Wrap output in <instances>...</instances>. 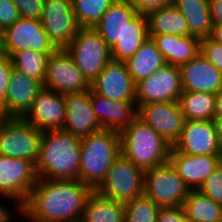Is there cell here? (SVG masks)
I'll return each mask as SVG.
<instances>
[{
	"label": "cell",
	"instance_id": "cell-1",
	"mask_svg": "<svg viewBox=\"0 0 222 222\" xmlns=\"http://www.w3.org/2000/svg\"><path fill=\"white\" fill-rule=\"evenodd\" d=\"M94 190L78 179L38 178L22 205L23 222H74L81 220Z\"/></svg>",
	"mask_w": 222,
	"mask_h": 222
},
{
	"label": "cell",
	"instance_id": "cell-2",
	"mask_svg": "<svg viewBox=\"0 0 222 222\" xmlns=\"http://www.w3.org/2000/svg\"><path fill=\"white\" fill-rule=\"evenodd\" d=\"M81 139L63 130L43 131L39 157L35 164L38 178L78 179Z\"/></svg>",
	"mask_w": 222,
	"mask_h": 222
},
{
	"label": "cell",
	"instance_id": "cell-3",
	"mask_svg": "<svg viewBox=\"0 0 222 222\" xmlns=\"http://www.w3.org/2000/svg\"><path fill=\"white\" fill-rule=\"evenodd\" d=\"M78 180L96 191L107 177L114 160L121 154L120 133L101 129L81 138Z\"/></svg>",
	"mask_w": 222,
	"mask_h": 222
},
{
	"label": "cell",
	"instance_id": "cell-4",
	"mask_svg": "<svg viewBox=\"0 0 222 222\" xmlns=\"http://www.w3.org/2000/svg\"><path fill=\"white\" fill-rule=\"evenodd\" d=\"M121 154L143 171L169 161L171 146L137 117L120 132Z\"/></svg>",
	"mask_w": 222,
	"mask_h": 222
},
{
	"label": "cell",
	"instance_id": "cell-5",
	"mask_svg": "<svg viewBox=\"0 0 222 222\" xmlns=\"http://www.w3.org/2000/svg\"><path fill=\"white\" fill-rule=\"evenodd\" d=\"M65 49L90 84L112 60L111 48L94 28L80 27Z\"/></svg>",
	"mask_w": 222,
	"mask_h": 222
},
{
	"label": "cell",
	"instance_id": "cell-6",
	"mask_svg": "<svg viewBox=\"0 0 222 222\" xmlns=\"http://www.w3.org/2000/svg\"><path fill=\"white\" fill-rule=\"evenodd\" d=\"M96 191L105 198L125 204L144 195V171L120 154Z\"/></svg>",
	"mask_w": 222,
	"mask_h": 222
},
{
	"label": "cell",
	"instance_id": "cell-7",
	"mask_svg": "<svg viewBox=\"0 0 222 222\" xmlns=\"http://www.w3.org/2000/svg\"><path fill=\"white\" fill-rule=\"evenodd\" d=\"M189 191L170 161L144 171V195L160 208L182 206Z\"/></svg>",
	"mask_w": 222,
	"mask_h": 222
},
{
	"label": "cell",
	"instance_id": "cell-8",
	"mask_svg": "<svg viewBox=\"0 0 222 222\" xmlns=\"http://www.w3.org/2000/svg\"><path fill=\"white\" fill-rule=\"evenodd\" d=\"M43 131L23 118L8 117L0 128V154L36 164Z\"/></svg>",
	"mask_w": 222,
	"mask_h": 222
},
{
	"label": "cell",
	"instance_id": "cell-9",
	"mask_svg": "<svg viewBox=\"0 0 222 222\" xmlns=\"http://www.w3.org/2000/svg\"><path fill=\"white\" fill-rule=\"evenodd\" d=\"M43 87L59 94L81 93L91 89V84L75 65L65 48L48 56Z\"/></svg>",
	"mask_w": 222,
	"mask_h": 222
},
{
	"label": "cell",
	"instance_id": "cell-10",
	"mask_svg": "<svg viewBox=\"0 0 222 222\" xmlns=\"http://www.w3.org/2000/svg\"><path fill=\"white\" fill-rule=\"evenodd\" d=\"M173 147L188 155H222V126L215 120L184 121L181 137Z\"/></svg>",
	"mask_w": 222,
	"mask_h": 222
},
{
	"label": "cell",
	"instance_id": "cell-11",
	"mask_svg": "<svg viewBox=\"0 0 222 222\" xmlns=\"http://www.w3.org/2000/svg\"><path fill=\"white\" fill-rule=\"evenodd\" d=\"M182 91L180 67L165 64L136 83V104L178 101Z\"/></svg>",
	"mask_w": 222,
	"mask_h": 222
},
{
	"label": "cell",
	"instance_id": "cell-12",
	"mask_svg": "<svg viewBox=\"0 0 222 222\" xmlns=\"http://www.w3.org/2000/svg\"><path fill=\"white\" fill-rule=\"evenodd\" d=\"M37 180L33 162L0 154V195L11 197L23 205Z\"/></svg>",
	"mask_w": 222,
	"mask_h": 222
},
{
	"label": "cell",
	"instance_id": "cell-13",
	"mask_svg": "<svg viewBox=\"0 0 222 222\" xmlns=\"http://www.w3.org/2000/svg\"><path fill=\"white\" fill-rule=\"evenodd\" d=\"M3 32L6 55L10 58L26 49L40 52H55L58 49L37 19L19 18Z\"/></svg>",
	"mask_w": 222,
	"mask_h": 222
},
{
	"label": "cell",
	"instance_id": "cell-14",
	"mask_svg": "<svg viewBox=\"0 0 222 222\" xmlns=\"http://www.w3.org/2000/svg\"><path fill=\"white\" fill-rule=\"evenodd\" d=\"M40 22L58 49L65 48L80 28L72 0H44Z\"/></svg>",
	"mask_w": 222,
	"mask_h": 222
},
{
	"label": "cell",
	"instance_id": "cell-15",
	"mask_svg": "<svg viewBox=\"0 0 222 222\" xmlns=\"http://www.w3.org/2000/svg\"><path fill=\"white\" fill-rule=\"evenodd\" d=\"M137 114L171 147L180 139L185 120L178 101L140 104Z\"/></svg>",
	"mask_w": 222,
	"mask_h": 222
},
{
	"label": "cell",
	"instance_id": "cell-16",
	"mask_svg": "<svg viewBox=\"0 0 222 222\" xmlns=\"http://www.w3.org/2000/svg\"><path fill=\"white\" fill-rule=\"evenodd\" d=\"M22 118L42 131L62 130L66 120L64 95L43 87Z\"/></svg>",
	"mask_w": 222,
	"mask_h": 222
},
{
	"label": "cell",
	"instance_id": "cell-17",
	"mask_svg": "<svg viewBox=\"0 0 222 222\" xmlns=\"http://www.w3.org/2000/svg\"><path fill=\"white\" fill-rule=\"evenodd\" d=\"M91 89L110 100L136 101V84L126 62L111 60L91 83Z\"/></svg>",
	"mask_w": 222,
	"mask_h": 222
},
{
	"label": "cell",
	"instance_id": "cell-18",
	"mask_svg": "<svg viewBox=\"0 0 222 222\" xmlns=\"http://www.w3.org/2000/svg\"><path fill=\"white\" fill-rule=\"evenodd\" d=\"M169 161L189 190H199L222 163V155H188L178 152L172 146Z\"/></svg>",
	"mask_w": 222,
	"mask_h": 222
},
{
	"label": "cell",
	"instance_id": "cell-19",
	"mask_svg": "<svg viewBox=\"0 0 222 222\" xmlns=\"http://www.w3.org/2000/svg\"><path fill=\"white\" fill-rule=\"evenodd\" d=\"M64 101L66 120L63 131L81 139L103 129L91 104V89L81 93L66 94Z\"/></svg>",
	"mask_w": 222,
	"mask_h": 222
},
{
	"label": "cell",
	"instance_id": "cell-20",
	"mask_svg": "<svg viewBox=\"0 0 222 222\" xmlns=\"http://www.w3.org/2000/svg\"><path fill=\"white\" fill-rule=\"evenodd\" d=\"M42 88L43 84L40 81L12 68L4 104L0 108L7 117L22 118Z\"/></svg>",
	"mask_w": 222,
	"mask_h": 222
},
{
	"label": "cell",
	"instance_id": "cell-21",
	"mask_svg": "<svg viewBox=\"0 0 222 222\" xmlns=\"http://www.w3.org/2000/svg\"><path fill=\"white\" fill-rule=\"evenodd\" d=\"M91 104L103 129L120 133L138 117L136 101L110 100L92 89Z\"/></svg>",
	"mask_w": 222,
	"mask_h": 222
},
{
	"label": "cell",
	"instance_id": "cell-22",
	"mask_svg": "<svg viewBox=\"0 0 222 222\" xmlns=\"http://www.w3.org/2000/svg\"><path fill=\"white\" fill-rule=\"evenodd\" d=\"M183 91L218 93L222 73L202 54L180 66Z\"/></svg>",
	"mask_w": 222,
	"mask_h": 222
},
{
	"label": "cell",
	"instance_id": "cell-23",
	"mask_svg": "<svg viewBox=\"0 0 222 222\" xmlns=\"http://www.w3.org/2000/svg\"><path fill=\"white\" fill-rule=\"evenodd\" d=\"M138 15L127 0H115L94 29L111 48L124 36L125 29Z\"/></svg>",
	"mask_w": 222,
	"mask_h": 222
},
{
	"label": "cell",
	"instance_id": "cell-24",
	"mask_svg": "<svg viewBox=\"0 0 222 222\" xmlns=\"http://www.w3.org/2000/svg\"><path fill=\"white\" fill-rule=\"evenodd\" d=\"M166 64L181 66L200 54L201 40L193 36L149 35Z\"/></svg>",
	"mask_w": 222,
	"mask_h": 222
},
{
	"label": "cell",
	"instance_id": "cell-25",
	"mask_svg": "<svg viewBox=\"0 0 222 222\" xmlns=\"http://www.w3.org/2000/svg\"><path fill=\"white\" fill-rule=\"evenodd\" d=\"M173 5L185 18L189 36L201 40L211 35L213 22L208 0H173Z\"/></svg>",
	"mask_w": 222,
	"mask_h": 222
},
{
	"label": "cell",
	"instance_id": "cell-26",
	"mask_svg": "<svg viewBox=\"0 0 222 222\" xmlns=\"http://www.w3.org/2000/svg\"><path fill=\"white\" fill-rule=\"evenodd\" d=\"M148 38L146 15L138 14L126 27L120 41L111 47L112 60L127 62Z\"/></svg>",
	"mask_w": 222,
	"mask_h": 222
},
{
	"label": "cell",
	"instance_id": "cell-27",
	"mask_svg": "<svg viewBox=\"0 0 222 222\" xmlns=\"http://www.w3.org/2000/svg\"><path fill=\"white\" fill-rule=\"evenodd\" d=\"M149 35L189 36L188 24L172 4L146 15Z\"/></svg>",
	"mask_w": 222,
	"mask_h": 222
},
{
	"label": "cell",
	"instance_id": "cell-28",
	"mask_svg": "<svg viewBox=\"0 0 222 222\" xmlns=\"http://www.w3.org/2000/svg\"><path fill=\"white\" fill-rule=\"evenodd\" d=\"M165 64L162 53L157 49L155 42L150 37L126 62L129 74L135 84L152 75Z\"/></svg>",
	"mask_w": 222,
	"mask_h": 222
},
{
	"label": "cell",
	"instance_id": "cell-29",
	"mask_svg": "<svg viewBox=\"0 0 222 222\" xmlns=\"http://www.w3.org/2000/svg\"><path fill=\"white\" fill-rule=\"evenodd\" d=\"M81 220L83 222H125L124 203L113 201L93 191Z\"/></svg>",
	"mask_w": 222,
	"mask_h": 222
},
{
	"label": "cell",
	"instance_id": "cell-30",
	"mask_svg": "<svg viewBox=\"0 0 222 222\" xmlns=\"http://www.w3.org/2000/svg\"><path fill=\"white\" fill-rule=\"evenodd\" d=\"M179 105L184 120H215L216 94L182 91Z\"/></svg>",
	"mask_w": 222,
	"mask_h": 222
},
{
	"label": "cell",
	"instance_id": "cell-31",
	"mask_svg": "<svg viewBox=\"0 0 222 222\" xmlns=\"http://www.w3.org/2000/svg\"><path fill=\"white\" fill-rule=\"evenodd\" d=\"M182 207L188 222H222V205L199 190H190Z\"/></svg>",
	"mask_w": 222,
	"mask_h": 222
},
{
	"label": "cell",
	"instance_id": "cell-32",
	"mask_svg": "<svg viewBox=\"0 0 222 222\" xmlns=\"http://www.w3.org/2000/svg\"><path fill=\"white\" fill-rule=\"evenodd\" d=\"M53 52L26 49L11 57L13 68L43 84L48 56Z\"/></svg>",
	"mask_w": 222,
	"mask_h": 222
},
{
	"label": "cell",
	"instance_id": "cell-33",
	"mask_svg": "<svg viewBox=\"0 0 222 222\" xmlns=\"http://www.w3.org/2000/svg\"><path fill=\"white\" fill-rule=\"evenodd\" d=\"M115 0H72L79 27L94 28Z\"/></svg>",
	"mask_w": 222,
	"mask_h": 222
},
{
	"label": "cell",
	"instance_id": "cell-34",
	"mask_svg": "<svg viewBox=\"0 0 222 222\" xmlns=\"http://www.w3.org/2000/svg\"><path fill=\"white\" fill-rule=\"evenodd\" d=\"M125 222H157L160 207L142 195L124 204Z\"/></svg>",
	"mask_w": 222,
	"mask_h": 222
},
{
	"label": "cell",
	"instance_id": "cell-35",
	"mask_svg": "<svg viewBox=\"0 0 222 222\" xmlns=\"http://www.w3.org/2000/svg\"><path fill=\"white\" fill-rule=\"evenodd\" d=\"M199 191L215 203L222 205V163L205 180Z\"/></svg>",
	"mask_w": 222,
	"mask_h": 222
},
{
	"label": "cell",
	"instance_id": "cell-36",
	"mask_svg": "<svg viewBox=\"0 0 222 222\" xmlns=\"http://www.w3.org/2000/svg\"><path fill=\"white\" fill-rule=\"evenodd\" d=\"M21 219H23L22 204L11 197L0 195V222H22Z\"/></svg>",
	"mask_w": 222,
	"mask_h": 222
},
{
	"label": "cell",
	"instance_id": "cell-37",
	"mask_svg": "<svg viewBox=\"0 0 222 222\" xmlns=\"http://www.w3.org/2000/svg\"><path fill=\"white\" fill-rule=\"evenodd\" d=\"M200 54L222 73V44L211 40L209 37L201 39Z\"/></svg>",
	"mask_w": 222,
	"mask_h": 222
},
{
	"label": "cell",
	"instance_id": "cell-38",
	"mask_svg": "<svg viewBox=\"0 0 222 222\" xmlns=\"http://www.w3.org/2000/svg\"><path fill=\"white\" fill-rule=\"evenodd\" d=\"M21 18L40 20L44 0H14Z\"/></svg>",
	"mask_w": 222,
	"mask_h": 222
},
{
	"label": "cell",
	"instance_id": "cell-39",
	"mask_svg": "<svg viewBox=\"0 0 222 222\" xmlns=\"http://www.w3.org/2000/svg\"><path fill=\"white\" fill-rule=\"evenodd\" d=\"M20 17L14 0H0V29L13 25Z\"/></svg>",
	"mask_w": 222,
	"mask_h": 222
},
{
	"label": "cell",
	"instance_id": "cell-40",
	"mask_svg": "<svg viewBox=\"0 0 222 222\" xmlns=\"http://www.w3.org/2000/svg\"><path fill=\"white\" fill-rule=\"evenodd\" d=\"M137 11L138 14L147 15L148 13L160 10L173 4V0H127Z\"/></svg>",
	"mask_w": 222,
	"mask_h": 222
},
{
	"label": "cell",
	"instance_id": "cell-41",
	"mask_svg": "<svg viewBox=\"0 0 222 222\" xmlns=\"http://www.w3.org/2000/svg\"><path fill=\"white\" fill-rule=\"evenodd\" d=\"M12 68L11 58L6 54L0 56V107L4 104Z\"/></svg>",
	"mask_w": 222,
	"mask_h": 222
},
{
	"label": "cell",
	"instance_id": "cell-42",
	"mask_svg": "<svg viewBox=\"0 0 222 222\" xmlns=\"http://www.w3.org/2000/svg\"><path fill=\"white\" fill-rule=\"evenodd\" d=\"M157 222H188L182 206L160 208Z\"/></svg>",
	"mask_w": 222,
	"mask_h": 222
},
{
	"label": "cell",
	"instance_id": "cell-43",
	"mask_svg": "<svg viewBox=\"0 0 222 222\" xmlns=\"http://www.w3.org/2000/svg\"><path fill=\"white\" fill-rule=\"evenodd\" d=\"M213 25L222 24V0H208Z\"/></svg>",
	"mask_w": 222,
	"mask_h": 222
},
{
	"label": "cell",
	"instance_id": "cell-44",
	"mask_svg": "<svg viewBox=\"0 0 222 222\" xmlns=\"http://www.w3.org/2000/svg\"><path fill=\"white\" fill-rule=\"evenodd\" d=\"M215 121L222 126V89L216 93Z\"/></svg>",
	"mask_w": 222,
	"mask_h": 222
},
{
	"label": "cell",
	"instance_id": "cell-45",
	"mask_svg": "<svg viewBox=\"0 0 222 222\" xmlns=\"http://www.w3.org/2000/svg\"><path fill=\"white\" fill-rule=\"evenodd\" d=\"M209 38L219 44H222V24L213 25Z\"/></svg>",
	"mask_w": 222,
	"mask_h": 222
},
{
	"label": "cell",
	"instance_id": "cell-46",
	"mask_svg": "<svg viewBox=\"0 0 222 222\" xmlns=\"http://www.w3.org/2000/svg\"><path fill=\"white\" fill-rule=\"evenodd\" d=\"M5 46H4V32L0 29V56L5 55Z\"/></svg>",
	"mask_w": 222,
	"mask_h": 222
},
{
	"label": "cell",
	"instance_id": "cell-47",
	"mask_svg": "<svg viewBox=\"0 0 222 222\" xmlns=\"http://www.w3.org/2000/svg\"><path fill=\"white\" fill-rule=\"evenodd\" d=\"M7 118L8 117L5 115L4 111L0 108V128Z\"/></svg>",
	"mask_w": 222,
	"mask_h": 222
}]
</instances>
